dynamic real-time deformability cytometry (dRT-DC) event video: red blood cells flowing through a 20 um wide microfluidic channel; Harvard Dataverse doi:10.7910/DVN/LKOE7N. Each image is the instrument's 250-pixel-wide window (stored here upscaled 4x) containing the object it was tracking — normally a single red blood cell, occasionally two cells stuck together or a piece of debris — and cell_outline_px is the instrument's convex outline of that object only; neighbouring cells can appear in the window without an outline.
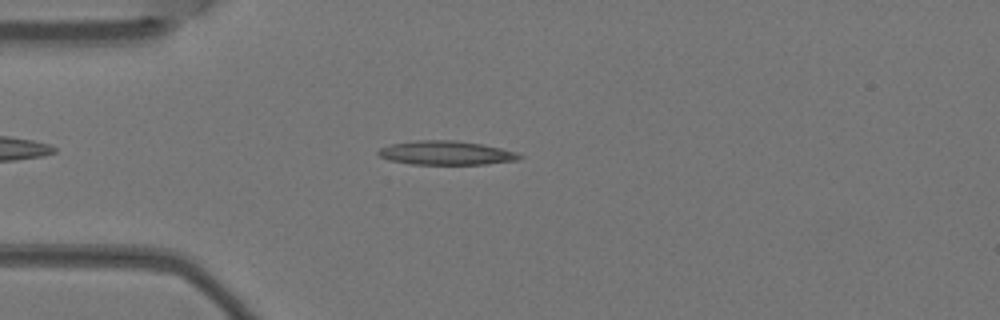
{"species": "Egyptian fruit bat (a non-hibernating species)", "species_latin": "Rousettus aegyptiacus", "temperature_condition": "warm", "stored_images_in_passage": 2, "camera_frame_rate_fps": 3000, "um_per_image_px": 0.085, "animal": {"sex": "female"}, "frame": {"image": 1, "passage_image": 2, "time_ms": 0.333, "image_size_px": [1000, 320], "cell_outline_px": [[524, 156], [520, 160], [484, 164], [412, 164], [388, 160], [380, 156], [376, 152], [380, 148], [392, 144], [416, 140], [456, 140], [480, 144], [500, 148], [516, 152]], "centroid_in_image_um": [37.92, 13.0], "position_along_channel_um": 47.1, "area_um2": 19.65}}